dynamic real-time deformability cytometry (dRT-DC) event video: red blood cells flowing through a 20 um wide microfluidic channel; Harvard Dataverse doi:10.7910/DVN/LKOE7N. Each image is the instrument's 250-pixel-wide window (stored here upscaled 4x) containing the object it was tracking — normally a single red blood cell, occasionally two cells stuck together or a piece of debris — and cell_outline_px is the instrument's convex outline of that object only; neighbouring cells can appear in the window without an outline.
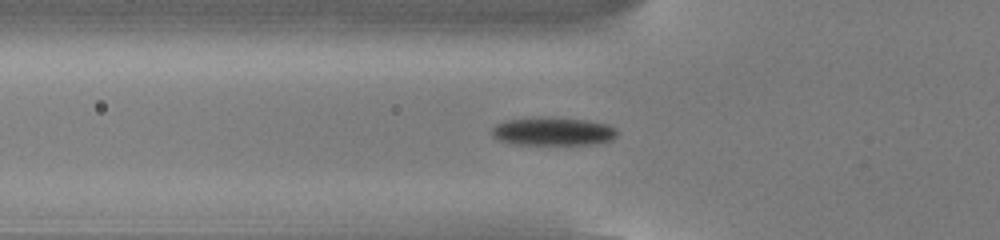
{"species": "common noctule bat (a hibernating species)", "species_latin": "Nyctalus noctula", "temperature_condition": "cold", "stored_images_in_passage": 44, "camera_frame_rate_fps": 3000, "um_per_image_px": 0.085, "animal": {"sex": "male", "body_mass_g": 13.0, "forearm_length_mm": 53.1}, "frame": {"image": 1, "passage_image": 9, "time_ms": 2.667, "image_size_px": [1000, 240], "cell_outline_px": [[620, 132], [612, 140], [592, 144], [512, 144], [500, 140], [492, 136], [492, 128], [496, 124], [508, 120], [588, 120], [608, 124], [616, 128]], "centroid_in_image_um": [47.08, 11.22], "position_along_channel_um": 78.7, "area_um2": 19.65}}
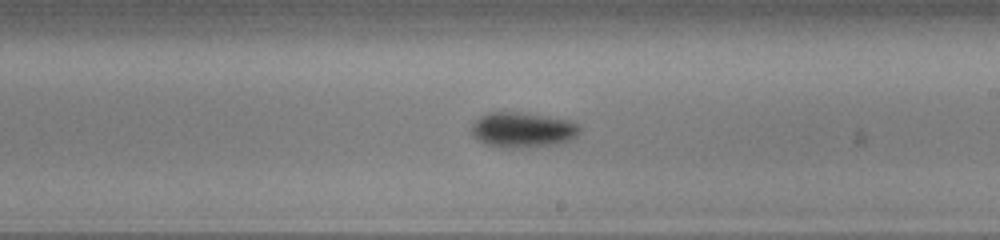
{"frame": {"image": 2, "passage_image": 22, "time_ms": 7.0, "image_size_px": [1000, 240], "cell_outline_px": [[580, 132], [572, 140], [560, 144], [520, 148], [500, 148], [484, 144], [476, 140], [472, 136], [472, 124], [480, 116], [488, 112], [520, 112], [568, 120], [580, 124]], "centroid_in_image_um": [44.42, 11.06], "position_along_channel_um": 244.6, "area_um2": 22.6}}
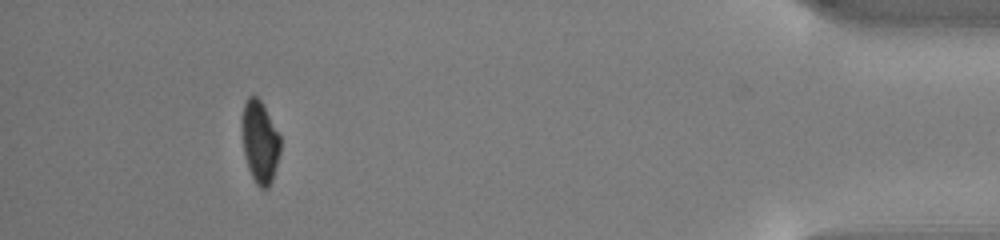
{"frame": {"image": 3, "passage_image": 40, "time_ms": 13.0, "image_size_px": [1000, 240], "cell_outline_px": [[280, 152], [272, 180], [268, 188], [260, 188], [256, 184], [248, 168], [244, 156], [240, 120], [244, 104], [248, 96], [256, 96], [260, 100], [280, 136]], "centroid_in_image_um": [22.06, 12.06], "position_along_channel_um": 413.1, "area_um2": 18.44}, "authors_computed_cell_mechanics": {"area_um2": 20.2878, "velocity_mm_per_s": 3.8257, "shape_relaxation_time_tau1_ms": 2.1955, "shape_relaxation_time_tau2_ms": null, "deformation_change_tau1": 0.1461, "deformation_change_tau2": null}}